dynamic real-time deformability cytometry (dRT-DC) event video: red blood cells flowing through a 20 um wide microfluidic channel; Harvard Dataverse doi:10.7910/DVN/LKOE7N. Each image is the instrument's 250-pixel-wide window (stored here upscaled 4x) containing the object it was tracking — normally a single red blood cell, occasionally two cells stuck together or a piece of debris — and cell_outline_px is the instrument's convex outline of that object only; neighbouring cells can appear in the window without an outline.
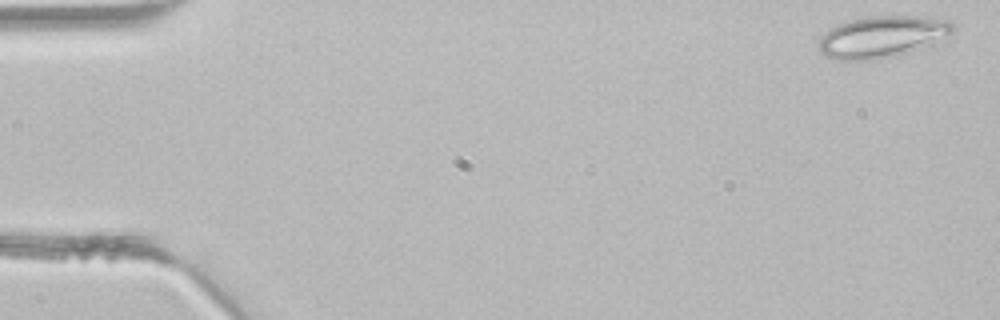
{"species": "common noctule bat (a hibernating species)", "species_latin": "Nyctalus noctula", "temperature_condition": "room temperature", "stored_images_in_passage": 4, "camera_frame_rate_fps": 3000, "um_per_image_px": 0.085, "animal": {"sex": "male", "body_mass_g": 21.5, "forearm_length_mm": 52.0}, "frame": {"image": 1, "passage_image": 1, "time_ms": 0.0, "image_size_px": [1000, 320], "cell_outline_px": [[956, 28], [952, 32], [932, 44], [920, 48], [876, 60], [840, 60], [824, 56], [820, 52], [820, 36], [832, 28], [840, 24], [852, 20], [868, 16], [928, 16], [948, 20]], "centroid_in_image_um": [74.99, 3.12], "position_along_channel_um": 10.0, "area_um2": 32.19}}